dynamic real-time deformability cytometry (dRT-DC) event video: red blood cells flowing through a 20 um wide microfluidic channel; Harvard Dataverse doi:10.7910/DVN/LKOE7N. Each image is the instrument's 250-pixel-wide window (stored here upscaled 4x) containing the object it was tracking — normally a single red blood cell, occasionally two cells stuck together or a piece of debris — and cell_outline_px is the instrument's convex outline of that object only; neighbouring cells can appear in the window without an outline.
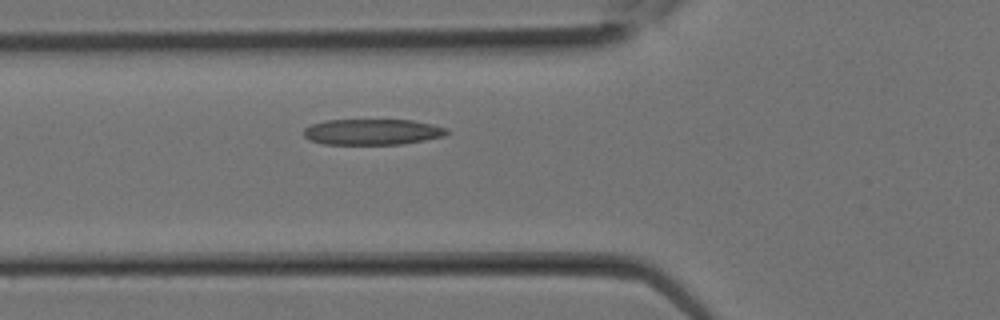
{"species": "Egyptian fruit bat (a non-hibernating species)", "species_latin": "Rousettus aegyptiacus", "temperature_condition": "room temperature", "stored_images_in_passage": 13, "camera_frame_rate_fps": 3000, "um_per_image_px": 0.085, "animal": {"sex": "female"}, "frame": {"image": 1, "passage_image": 6, "time_ms": 1.667, "image_size_px": [1000, 320], "cell_outline_px": [[448, 132], [444, 136], [404, 144], [324, 144], [308, 140], [304, 136], [304, 128], [312, 124], [328, 120], [412, 120], [432, 124], [448, 128]], "centroid_in_image_um": [31.65, 11.21], "position_along_channel_um": 94.2, "area_um2": 21.56}}
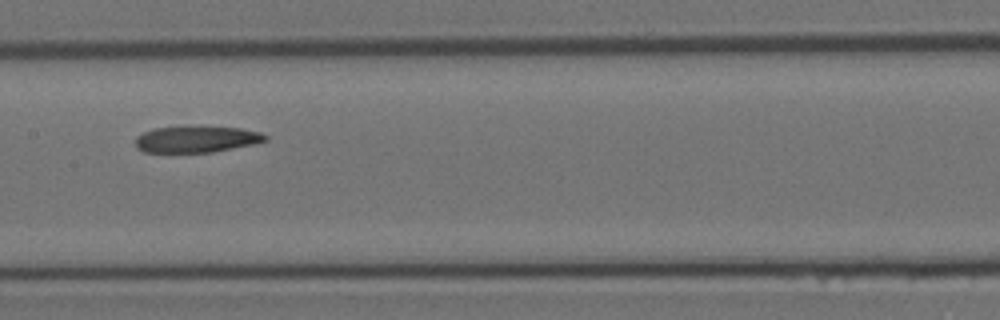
{"frame": {"image": 2, "passage_image": 10, "time_ms": 3.0, "image_size_px": [1000, 320], "cell_outline_px": [[268, 140], [256, 144], [212, 152], [144, 152], [136, 148], [136, 136], [144, 132], [156, 128], [204, 124], [240, 128], [260, 132], [268, 136]], "centroid_in_image_um": [16.75, 11.8], "position_along_channel_um": 190.7, "area_um2": 20.69}}
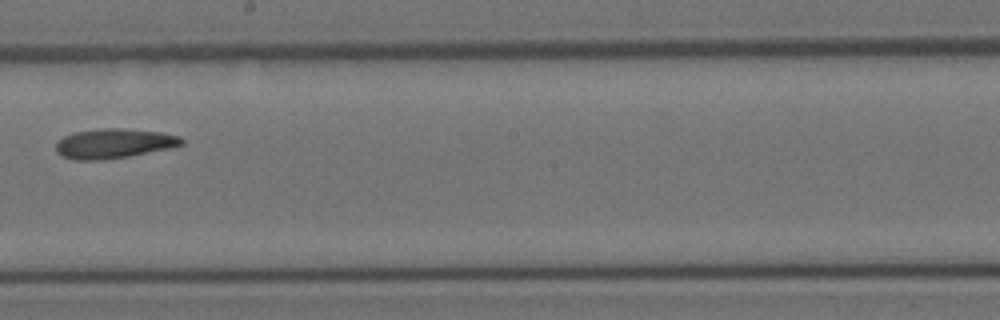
{"frame": {"image": 3, "passage_image": 12, "time_ms": 3.667, "image_size_px": [1000, 320], "cell_outline_px": [[184, 144], [176, 148], [104, 160], [72, 160], [60, 156], [56, 152], [56, 144], [64, 136], [76, 132], [104, 128], [116, 128], [160, 132], [180, 136], [184, 140]], "centroid_in_image_um": [9.72, 12.22], "position_along_channel_um": 238.5, "area_um2": 21.91}}